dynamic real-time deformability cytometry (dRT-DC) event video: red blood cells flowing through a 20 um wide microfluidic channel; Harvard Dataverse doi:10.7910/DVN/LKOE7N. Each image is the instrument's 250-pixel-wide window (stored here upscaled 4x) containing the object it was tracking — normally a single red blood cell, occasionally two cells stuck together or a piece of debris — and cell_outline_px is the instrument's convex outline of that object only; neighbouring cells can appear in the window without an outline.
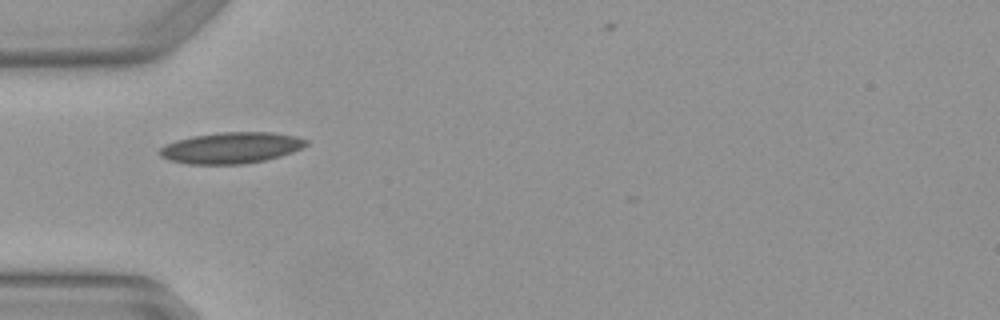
{"species": "Egyptian fruit bat (a non-hibernating species)", "species_latin": "Rousettus aegyptiacus", "temperature_condition": "warm", "stored_images_in_passage": 5, "camera_frame_rate_fps": 3000, "um_per_image_px": 0.085, "animal": {"sex": "female"}, "frame": {"image": 1, "passage_image": 5, "time_ms": 1.333, "image_size_px": [1000, 320], "cell_outline_px": [[308, 144], [292, 152], [280, 156], [264, 160], [244, 164], [188, 164], [168, 160], [160, 156], [156, 152], [164, 144], [176, 140], [192, 136], [220, 132], [272, 132], [296, 136], [308, 140]], "centroid_in_image_um": [19.6, 12.56], "position_along_channel_um": 65.4, "area_um2": 26.76}}